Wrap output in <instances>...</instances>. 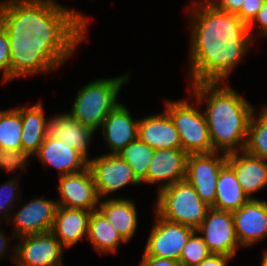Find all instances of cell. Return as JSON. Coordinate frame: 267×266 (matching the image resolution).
Here are the masks:
<instances>
[{"label":"cell","instance_id":"7402d4cb","mask_svg":"<svg viewBox=\"0 0 267 266\" xmlns=\"http://www.w3.org/2000/svg\"><path fill=\"white\" fill-rule=\"evenodd\" d=\"M134 203L125 197H112L100 200L98 206V210L127 243L133 239L138 228V212Z\"/></svg>","mask_w":267,"mask_h":266},{"label":"cell","instance_id":"ab89813d","mask_svg":"<svg viewBox=\"0 0 267 266\" xmlns=\"http://www.w3.org/2000/svg\"><path fill=\"white\" fill-rule=\"evenodd\" d=\"M36 1L45 2V3H49V4H53V5L62 7V5L57 3V1H55V0H36Z\"/></svg>","mask_w":267,"mask_h":266},{"label":"cell","instance_id":"8992f818","mask_svg":"<svg viewBox=\"0 0 267 266\" xmlns=\"http://www.w3.org/2000/svg\"><path fill=\"white\" fill-rule=\"evenodd\" d=\"M189 99L167 100L164 109L173 121L181 140L182 149L189 154L214 152L210 141L208 125L201 104Z\"/></svg>","mask_w":267,"mask_h":266},{"label":"cell","instance_id":"277c9868","mask_svg":"<svg viewBox=\"0 0 267 266\" xmlns=\"http://www.w3.org/2000/svg\"><path fill=\"white\" fill-rule=\"evenodd\" d=\"M130 74L125 73L115 78H102L90 81L76 94L71 111L68 112L82 125L99 130L107 115L120 103L118 96Z\"/></svg>","mask_w":267,"mask_h":266},{"label":"cell","instance_id":"f1b7e54d","mask_svg":"<svg viewBox=\"0 0 267 266\" xmlns=\"http://www.w3.org/2000/svg\"><path fill=\"white\" fill-rule=\"evenodd\" d=\"M19 176L10 178L7 182L0 185V225L3 223V219L8 223L11 219L12 212L16 208V202H21L19 194ZM16 201V202H15ZM15 203V204H14ZM14 208V209H13ZM11 213V214H10Z\"/></svg>","mask_w":267,"mask_h":266},{"label":"cell","instance_id":"e575fe53","mask_svg":"<svg viewBox=\"0 0 267 266\" xmlns=\"http://www.w3.org/2000/svg\"><path fill=\"white\" fill-rule=\"evenodd\" d=\"M245 0H213V4L218 10L238 14L241 11Z\"/></svg>","mask_w":267,"mask_h":266},{"label":"cell","instance_id":"9a60e30c","mask_svg":"<svg viewBox=\"0 0 267 266\" xmlns=\"http://www.w3.org/2000/svg\"><path fill=\"white\" fill-rule=\"evenodd\" d=\"M188 154L182 148L155 150L147 170L146 184H159L158 191L185 180Z\"/></svg>","mask_w":267,"mask_h":266},{"label":"cell","instance_id":"7c38bea8","mask_svg":"<svg viewBox=\"0 0 267 266\" xmlns=\"http://www.w3.org/2000/svg\"><path fill=\"white\" fill-rule=\"evenodd\" d=\"M58 203L47 198H33L12 214L8 223L13 226V239L50 232L56 216ZM15 237V238H14Z\"/></svg>","mask_w":267,"mask_h":266},{"label":"cell","instance_id":"30bf717a","mask_svg":"<svg viewBox=\"0 0 267 266\" xmlns=\"http://www.w3.org/2000/svg\"><path fill=\"white\" fill-rule=\"evenodd\" d=\"M98 195L101 199L109 198L110 194L128 184H141L135 177L131 167L118 154H101L88 159Z\"/></svg>","mask_w":267,"mask_h":266},{"label":"cell","instance_id":"8fae6325","mask_svg":"<svg viewBox=\"0 0 267 266\" xmlns=\"http://www.w3.org/2000/svg\"><path fill=\"white\" fill-rule=\"evenodd\" d=\"M196 231L201 234L210 253L236 257L240 245L232 212L210 207Z\"/></svg>","mask_w":267,"mask_h":266},{"label":"cell","instance_id":"d590c367","mask_svg":"<svg viewBox=\"0 0 267 266\" xmlns=\"http://www.w3.org/2000/svg\"><path fill=\"white\" fill-rule=\"evenodd\" d=\"M138 266H183L179 260L142 256Z\"/></svg>","mask_w":267,"mask_h":266},{"label":"cell","instance_id":"e0dca14e","mask_svg":"<svg viewBox=\"0 0 267 266\" xmlns=\"http://www.w3.org/2000/svg\"><path fill=\"white\" fill-rule=\"evenodd\" d=\"M35 155L44 167H53L60 176L78 173L88 167V159L80 151L56 138H45Z\"/></svg>","mask_w":267,"mask_h":266},{"label":"cell","instance_id":"f546056e","mask_svg":"<svg viewBox=\"0 0 267 266\" xmlns=\"http://www.w3.org/2000/svg\"><path fill=\"white\" fill-rule=\"evenodd\" d=\"M211 254L203 238L195 231L182 249L180 262L183 266H197Z\"/></svg>","mask_w":267,"mask_h":266},{"label":"cell","instance_id":"484cf974","mask_svg":"<svg viewBox=\"0 0 267 266\" xmlns=\"http://www.w3.org/2000/svg\"><path fill=\"white\" fill-rule=\"evenodd\" d=\"M254 109L246 137L244 152L267 160V105L260 108L259 113Z\"/></svg>","mask_w":267,"mask_h":266},{"label":"cell","instance_id":"9c48e42d","mask_svg":"<svg viewBox=\"0 0 267 266\" xmlns=\"http://www.w3.org/2000/svg\"><path fill=\"white\" fill-rule=\"evenodd\" d=\"M226 163V154L221 152L214 151L187 156L185 179L209 207L215 203L219 172Z\"/></svg>","mask_w":267,"mask_h":266},{"label":"cell","instance_id":"ffe728a7","mask_svg":"<svg viewBox=\"0 0 267 266\" xmlns=\"http://www.w3.org/2000/svg\"><path fill=\"white\" fill-rule=\"evenodd\" d=\"M138 138L154 150L182 148L179 133L165 110L139 119Z\"/></svg>","mask_w":267,"mask_h":266},{"label":"cell","instance_id":"ba28073f","mask_svg":"<svg viewBox=\"0 0 267 266\" xmlns=\"http://www.w3.org/2000/svg\"><path fill=\"white\" fill-rule=\"evenodd\" d=\"M143 256L180 260L182 249L195 229L161 217L156 211Z\"/></svg>","mask_w":267,"mask_h":266},{"label":"cell","instance_id":"7a4b0ae2","mask_svg":"<svg viewBox=\"0 0 267 266\" xmlns=\"http://www.w3.org/2000/svg\"><path fill=\"white\" fill-rule=\"evenodd\" d=\"M189 84L227 82L247 55L254 39L236 15L211 3L194 2L189 8Z\"/></svg>","mask_w":267,"mask_h":266},{"label":"cell","instance_id":"3957f363","mask_svg":"<svg viewBox=\"0 0 267 266\" xmlns=\"http://www.w3.org/2000/svg\"><path fill=\"white\" fill-rule=\"evenodd\" d=\"M189 86L191 96L201 105L206 103L203 113L214 151L224 154L243 151L253 105L227 82H202Z\"/></svg>","mask_w":267,"mask_h":266},{"label":"cell","instance_id":"4fadbf2b","mask_svg":"<svg viewBox=\"0 0 267 266\" xmlns=\"http://www.w3.org/2000/svg\"><path fill=\"white\" fill-rule=\"evenodd\" d=\"M57 191L60 196V200H56L58 206L65 208L94 211L101 200L88 167L78 173L59 176Z\"/></svg>","mask_w":267,"mask_h":266},{"label":"cell","instance_id":"d4e9b609","mask_svg":"<svg viewBox=\"0 0 267 266\" xmlns=\"http://www.w3.org/2000/svg\"><path fill=\"white\" fill-rule=\"evenodd\" d=\"M87 239L100 255L116 253L120 244H127L98 209L90 215Z\"/></svg>","mask_w":267,"mask_h":266},{"label":"cell","instance_id":"60d3db41","mask_svg":"<svg viewBox=\"0 0 267 266\" xmlns=\"http://www.w3.org/2000/svg\"><path fill=\"white\" fill-rule=\"evenodd\" d=\"M213 0H201L200 3H211Z\"/></svg>","mask_w":267,"mask_h":266},{"label":"cell","instance_id":"6da1fadb","mask_svg":"<svg viewBox=\"0 0 267 266\" xmlns=\"http://www.w3.org/2000/svg\"><path fill=\"white\" fill-rule=\"evenodd\" d=\"M90 17L72 8L36 0L0 2V24L10 42V82L51 73L87 38Z\"/></svg>","mask_w":267,"mask_h":266},{"label":"cell","instance_id":"83f0119b","mask_svg":"<svg viewBox=\"0 0 267 266\" xmlns=\"http://www.w3.org/2000/svg\"><path fill=\"white\" fill-rule=\"evenodd\" d=\"M155 150L142 142L139 138L131 141L118 155L131 167L137 180L146 183L147 170Z\"/></svg>","mask_w":267,"mask_h":266},{"label":"cell","instance_id":"1f68e13d","mask_svg":"<svg viewBox=\"0 0 267 266\" xmlns=\"http://www.w3.org/2000/svg\"><path fill=\"white\" fill-rule=\"evenodd\" d=\"M10 42L7 31L0 24V73L3 82L10 81Z\"/></svg>","mask_w":267,"mask_h":266},{"label":"cell","instance_id":"52a82bcc","mask_svg":"<svg viewBox=\"0 0 267 266\" xmlns=\"http://www.w3.org/2000/svg\"><path fill=\"white\" fill-rule=\"evenodd\" d=\"M16 239L20 242L10 254L11 261L16 266H63L65 249L51 232Z\"/></svg>","mask_w":267,"mask_h":266},{"label":"cell","instance_id":"2e32d148","mask_svg":"<svg viewBox=\"0 0 267 266\" xmlns=\"http://www.w3.org/2000/svg\"><path fill=\"white\" fill-rule=\"evenodd\" d=\"M138 122L132 117L129 108L119 103L104 119L100 130L109 153L118 154L131 141L138 138Z\"/></svg>","mask_w":267,"mask_h":266},{"label":"cell","instance_id":"74e56055","mask_svg":"<svg viewBox=\"0 0 267 266\" xmlns=\"http://www.w3.org/2000/svg\"><path fill=\"white\" fill-rule=\"evenodd\" d=\"M8 235L0 228V258H3L9 251V238ZM7 252V253H6Z\"/></svg>","mask_w":267,"mask_h":266},{"label":"cell","instance_id":"d6a6232c","mask_svg":"<svg viewBox=\"0 0 267 266\" xmlns=\"http://www.w3.org/2000/svg\"><path fill=\"white\" fill-rule=\"evenodd\" d=\"M248 31L252 39H253L254 31H257L259 36H263V37L265 36L267 38V0L264 1V4L262 5L261 9L257 13L256 17L248 25Z\"/></svg>","mask_w":267,"mask_h":266},{"label":"cell","instance_id":"836d02e7","mask_svg":"<svg viewBox=\"0 0 267 266\" xmlns=\"http://www.w3.org/2000/svg\"><path fill=\"white\" fill-rule=\"evenodd\" d=\"M265 0H245L237 16L248 26L261 9Z\"/></svg>","mask_w":267,"mask_h":266},{"label":"cell","instance_id":"d6986e66","mask_svg":"<svg viewBox=\"0 0 267 266\" xmlns=\"http://www.w3.org/2000/svg\"><path fill=\"white\" fill-rule=\"evenodd\" d=\"M227 164L234 170L237 181L249 199L267 187V160L257 158L244 151L226 154Z\"/></svg>","mask_w":267,"mask_h":266},{"label":"cell","instance_id":"5b68a950","mask_svg":"<svg viewBox=\"0 0 267 266\" xmlns=\"http://www.w3.org/2000/svg\"><path fill=\"white\" fill-rule=\"evenodd\" d=\"M156 200L155 211L161 217L195 230L210 208L186 179L158 191Z\"/></svg>","mask_w":267,"mask_h":266},{"label":"cell","instance_id":"5bb4252c","mask_svg":"<svg viewBox=\"0 0 267 266\" xmlns=\"http://www.w3.org/2000/svg\"><path fill=\"white\" fill-rule=\"evenodd\" d=\"M240 248L253 246L267 237V201L250 199L232 212Z\"/></svg>","mask_w":267,"mask_h":266},{"label":"cell","instance_id":"4316f807","mask_svg":"<svg viewBox=\"0 0 267 266\" xmlns=\"http://www.w3.org/2000/svg\"><path fill=\"white\" fill-rule=\"evenodd\" d=\"M21 106L0 110V149H22Z\"/></svg>","mask_w":267,"mask_h":266},{"label":"cell","instance_id":"8d00e7d4","mask_svg":"<svg viewBox=\"0 0 267 266\" xmlns=\"http://www.w3.org/2000/svg\"><path fill=\"white\" fill-rule=\"evenodd\" d=\"M233 256L223 254H209L197 266H228V263L233 259Z\"/></svg>","mask_w":267,"mask_h":266},{"label":"cell","instance_id":"44dd1931","mask_svg":"<svg viewBox=\"0 0 267 266\" xmlns=\"http://www.w3.org/2000/svg\"><path fill=\"white\" fill-rule=\"evenodd\" d=\"M92 211L58 206L51 233L64 249H70L88 236L89 218Z\"/></svg>","mask_w":267,"mask_h":266},{"label":"cell","instance_id":"cb8c5ba5","mask_svg":"<svg viewBox=\"0 0 267 266\" xmlns=\"http://www.w3.org/2000/svg\"><path fill=\"white\" fill-rule=\"evenodd\" d=\"M250 199L237 181L234 170L226 163L219 172L216 185L215 209L234 212Z\"/></svg>","mask_w":267,"mask_h":266},{"label":"cell","instance_id":"4dcf8cb0","mask_svg":"<svg viewBox=\"0 0 267 266\" xmlns=\"http://www.w3.org/2000/svg\"><path fill=\"white\" fill-rule=\"evenodd\" d=\"M31 155L22 149L6 150L0 149V169L5 172H13L27 169Z\"/></svg>","mask_w":267,"mask_h":266},{"label":"cell","instance_id":"ac0fdd59","mask_svg":"<svg viewBox=\"0 0 267 266\" xmlns=\"http://www.w3.org/2000/svg\"><path fill=\"white\" fill-rule=\"evenodd\" d=\"M48 119L45 123V138L61 140L89 159L88 148L96 131L76 121L68 112Z\"/></svg>","mask_w":267,"mask_h":266},{"label":"cell","instance_id":"f35d334b","mask_svg":"<svg viewBox=\"0 0 267 266\" xmlns=\"http://www.w3.org/2000/svg\"><path fill=\"white\" fill-rule=\"evenodd\" d=\"M261 265L260 266H267V249L263 252V255L261 257Z\"/></svg>","mask_w":267,"mask_h":266},{"label":"cell","instance_id":"603a6c76","mask_svg":"<svg viewBox=\"0 0 267 266\" xmlns=\"http://www.w3.org/2000/svg\"><path fill=\"white\" fill-rule=\"evenodd\" d=\"M22 150L35 156L40 146L45 140V111L42 102L35 103L32 106H21Z\"/></svg>","mask_w":267,"mask_h":266}]
</instances>
